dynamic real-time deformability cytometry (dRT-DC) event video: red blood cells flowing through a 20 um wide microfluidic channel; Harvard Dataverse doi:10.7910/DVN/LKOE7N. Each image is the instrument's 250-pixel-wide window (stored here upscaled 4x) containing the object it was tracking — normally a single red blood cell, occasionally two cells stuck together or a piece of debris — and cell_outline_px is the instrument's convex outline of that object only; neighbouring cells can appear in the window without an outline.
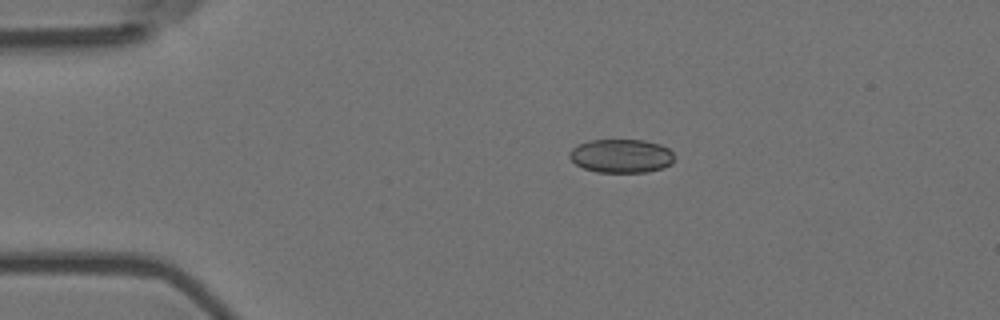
{"species": "Egyptian fruit bat (a non-hibernating species)", "species_latin": "Rousettus aegyptiacus", "temperature_condition": "room temperature", "stored_images_in_passage": 8, "camera_frame_rate_fps": 3000, "um_per_image_px": 0.085, "animal": {"sex": "female"}, "frame": {"image": 1, "passage_image": 1, "time_ms": 0.0, "image_size_px": [1000, 320], "cell_outline_px": [[676, 156], [672, 164], [664, 168], [648, 172], [596, 172], [584, 168], [576, 164], [568, 156], [568, 152], [572, 148], [588, 140], [644, 140], [660, 144], [668, 148]], "centroid_in_image_um": [52.83, 13.26], "position_along_channel_um": 32.2, "area_um2": 20.81}}
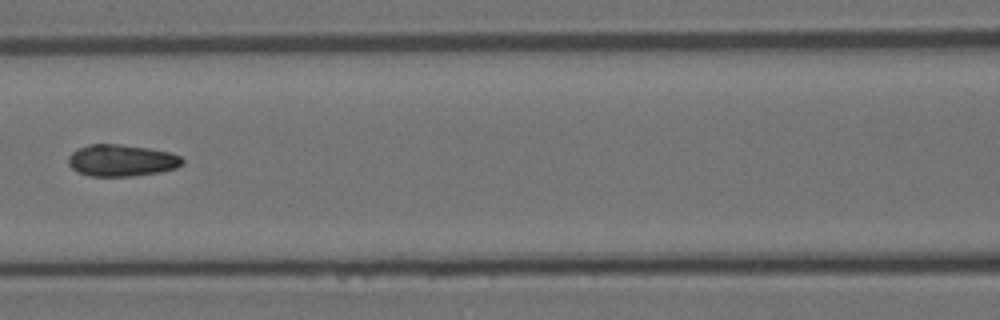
{"frame": {"image": 2, "passage_image": 5, "time_ms": 1.333, "image_size_px": [1000, 320], "cell_outline_px": [[184, 164], [176, 168], [160, 172], [132, 176], [88, 176], [76, 172], [68, 164], [68, 156], [72, 152], [88, 144], [120, 144], [148, 148], [172, 152], [180, 156], [184, 160]], "centroid_in_image_um": [10.34, 13.64], "position_along_channel_um": 156.3, "area_um2": 21.33}}
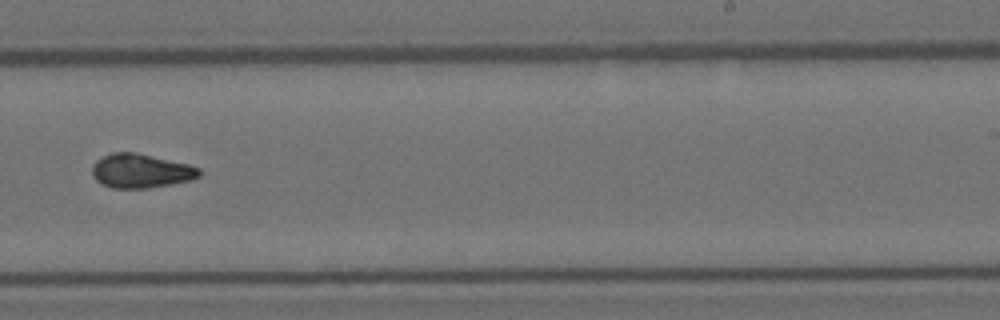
{"frame": {"image": 3, "passage_image": 8, "time_ms": 2.333, "image_size_px": [1000, 320], "cell_outline_px": [[200, 176], [192, 180], [172, 184], [148, 188], [112, 188], [96, 180], [92, 176], [92, 164], [96, 160], [112, 152], [136, 152], [188, 164], [200, 168]], "centroid_in_image_um": [11.97, 14.52], "position_along_channel_um": 277.0, "area_um2": 21.33}}